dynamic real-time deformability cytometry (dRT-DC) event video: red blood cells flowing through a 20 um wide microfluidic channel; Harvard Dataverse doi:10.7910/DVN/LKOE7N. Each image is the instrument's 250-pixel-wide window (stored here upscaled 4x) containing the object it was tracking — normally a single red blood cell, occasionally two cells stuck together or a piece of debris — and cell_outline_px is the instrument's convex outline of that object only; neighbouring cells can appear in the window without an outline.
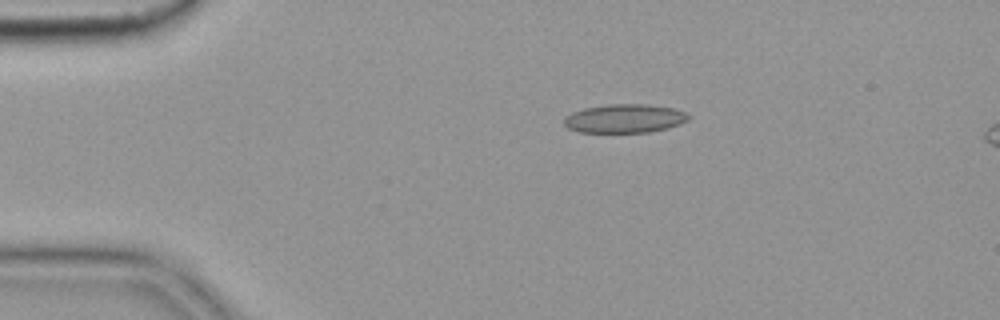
{"species": "common noctule bat (a hibernating species)", "species_latin": "Nyctalus noctula", "temperature_condition": "cold", "stored_images_in_passage": 5, "camera_frame_rate_fps": 3000, "um_per_image_px": 0.085, "animal": {"sex": "female", "body_mass_g": 19.9}, "frame": {"image": 1, "passage_image": 3, "time_ms": 0.667, "image_size_px": [1000, 320], "cell_outline_px": [[692, 116], [688, 120], [680, 124], [668, 128], [648, 132], [580, 132], [568, 128], [564, 124], [564, 120], [572, 112], [584, 108], [608, 104], [648, 104], [672, 108], [684, 112]], "centroid_in_image_um": [53.12, 10.07], "position_along_channel_um": 31.9, "area_um2": 20.75}}